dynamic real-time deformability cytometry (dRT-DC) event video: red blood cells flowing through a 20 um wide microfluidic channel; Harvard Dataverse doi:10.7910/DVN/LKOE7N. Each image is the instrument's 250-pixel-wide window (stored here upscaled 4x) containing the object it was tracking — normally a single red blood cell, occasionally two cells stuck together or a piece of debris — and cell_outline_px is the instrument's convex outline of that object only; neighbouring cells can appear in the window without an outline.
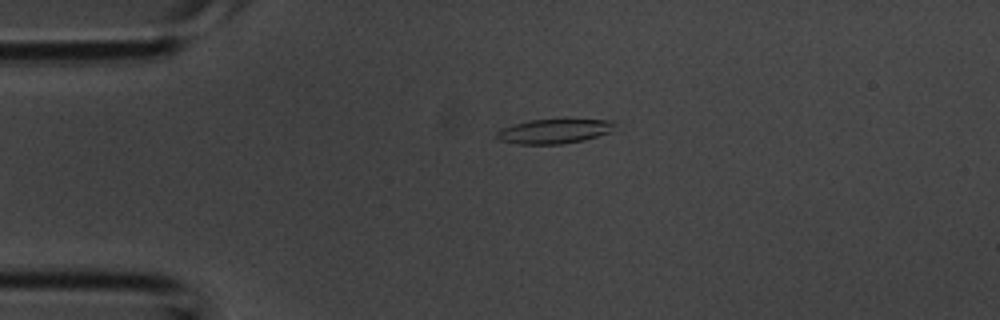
{"species": "common noctule bat (a hibernating species)", "species_latin": "Nyctalus noctula", "temperature_condition": "room temperature", "stored_images_in_passage": 3, "camera_frame_rate_fps": 3000, "um_per_image_px": 0.085, "animal": {"sex": "male", "body_mass_g": 20.1, "forearm_length_mm": 53.5}, "frame": {"image": 1, "passage_image": 3, "time_ms": 0.667, "image_size_px": [1000, 320], "cell_outline_px": [[616, 124], [612, 132], [584, 140], [560, 144], [520, 144], [500, 140], [496, 136], [496, 132], [500, 128], [532, 120], [564, 116], [568, 116], [616, 120]], "centroid_in_image_um": [47.25, 11.08], "position_along_channel_um": 37.8, "area_um2": 17.98}}